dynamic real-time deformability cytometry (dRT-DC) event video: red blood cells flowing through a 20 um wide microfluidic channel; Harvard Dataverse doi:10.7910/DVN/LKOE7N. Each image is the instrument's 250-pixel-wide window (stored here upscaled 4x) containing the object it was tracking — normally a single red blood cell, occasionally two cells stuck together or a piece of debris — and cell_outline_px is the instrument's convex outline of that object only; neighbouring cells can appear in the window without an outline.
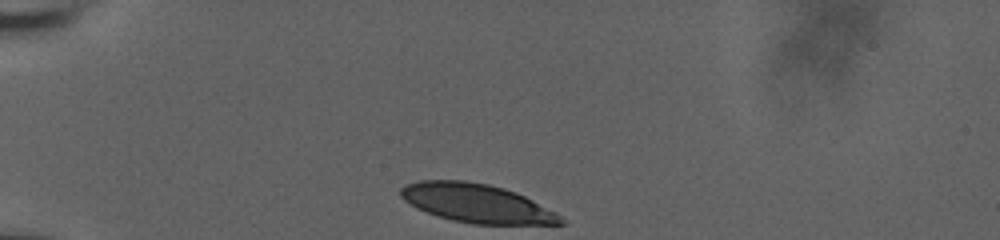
{"species": "human", "species_latin": "Homo sapiens", "temperature_condition": "room temperature", "stored_images_in_passage": 10, "camera_frame_rate_fps": 3000, "um_per_image_px": 0.085, "donor": {"sex": "male"}, "frame": {"image": 1, "passage_image": 1, "time_ms": 0.0, "image_size_px": [1000, 240], "cell_outline_px": [[568, 224], [472, 224], [452, 220], [416, 208], [404, 200], [400, 196], [400, 188], [404, 184], [420, 180], [464, 180], [488, 184], [504, 188], [516, 192], [556, 212], [568, 220]], "centroid_in_image_um": [40.54, 17.27], "position_along_channel_um": 44.5, "area_um2": 36.24}}
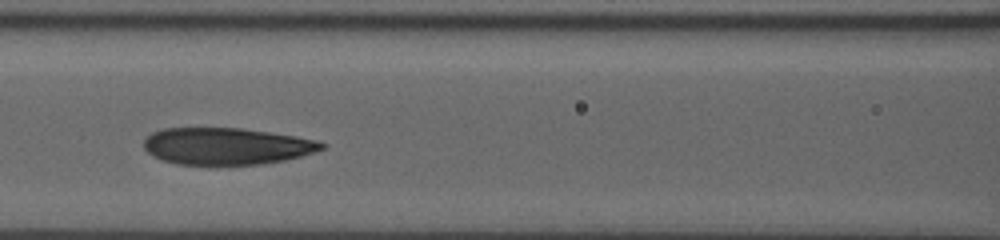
{"frame": {"image": 2, "passage_image": 6, "time_ms": 1.667, "image_size_px": [1000, 240], "cell_outline_px": [[328, 144], [324, 148], [316, 152], [284, 160], [260, 164], [216, 168], [176, 164], [152, 156], [144, 148], [144, 140], [152, 132], [164, 128], [244, 128], [296, 136], [320, 140]], "centroid_in_image_um": [19.27, 12.46], "position_along_channel_um": 147.3, "area_um2": 39.48}}
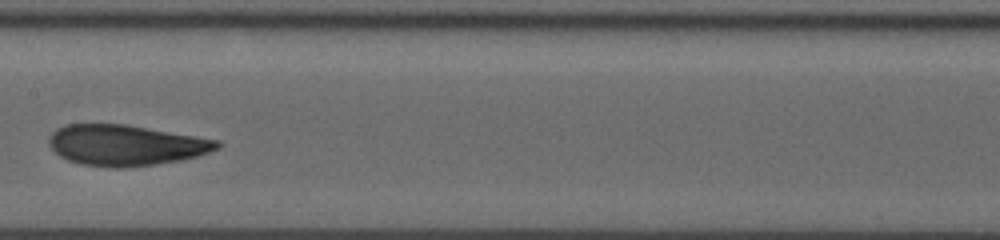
{"frame": {"image": 3, "passage_image": 9, "time_ms": 2.667, "image_size_px": [1000, 240], "cell_outline_px": [[220, 148], [196, 156], [180, 160], [156, 164], [124, 168], [112, 168], [80, 164], [68, 160], [60, 156], [48, 144], [48, 140], [52, 132], [56, 128], [64, 124], [124, 124], [220, 140]], "centroid_in_image_um": [10.66, 12.34], "position_along_channel_um": 196.7, "area_um2": 39.94}}